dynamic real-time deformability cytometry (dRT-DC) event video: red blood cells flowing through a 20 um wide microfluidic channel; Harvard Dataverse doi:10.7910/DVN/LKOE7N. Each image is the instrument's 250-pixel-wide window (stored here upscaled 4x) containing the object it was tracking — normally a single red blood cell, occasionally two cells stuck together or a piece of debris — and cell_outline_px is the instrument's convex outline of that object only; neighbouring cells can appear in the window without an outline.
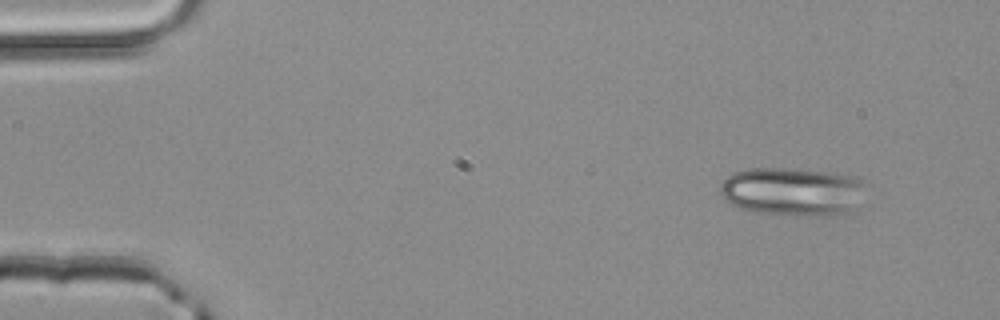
{"species": "common noctule bat (a hibernating species)", "species_latin": "Nyctalus noctula", "temperature_condition": "room temperature", "stored_images_in_passage": 3, "camera_frame_rate_fps": 3000, "um_per_image_px": 0.085, "animal": {"sex": "male", "body_mass_g": 20.4}, "frame": {"image": 1, "passage_image": 1, "time_ms": 0.0, "image_size_px": [1000, 320], "cell_outline_px": [[860, 184], [852, 208], [848, 212], [828, 216], [804, 216], [748, 212], [732, 204], [720, 192], [720, 184], [728, 176], [736, 172], [748, 168], [784, 168], [836, 172], [856, 176], [860, 180]], "centroid_in_image_um": [67.25, 16.28], "position_along_channel_um": 17.7, "area_um2": 40.52}}